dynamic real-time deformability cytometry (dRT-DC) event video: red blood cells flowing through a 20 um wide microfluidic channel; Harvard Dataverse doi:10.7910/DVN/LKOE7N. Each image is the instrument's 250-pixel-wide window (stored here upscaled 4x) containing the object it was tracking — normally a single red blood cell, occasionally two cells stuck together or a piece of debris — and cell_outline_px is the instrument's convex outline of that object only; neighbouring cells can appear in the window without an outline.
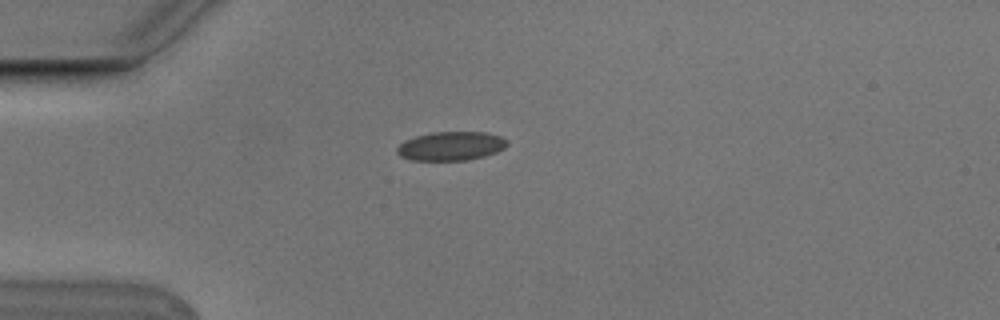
{"species": "Egyptian fruit bat (a non-hibernating species)", "species_latin": "Rousettus aegyptiacus", "temperature_condition": "cold", "stored_images_in_passage": 5, "camera_frame_rate_fps": 3000, "um_per_image_px": 0.085, "animal": {"sex": "male"}, "frame": {"image": 1, "passage_image": 5, "time_ms": 1.333, "image_size_px": [1000, 320], "cell_outline_px": [[508, 144], [504, 148], [496, 152], [484, 156], [468, 160], [412, 160], [400, 156], [396, 152], [396, 148], [404, 140], [416, 136], [432, 132], [484, 132], [500, 136], [508, 140]], "centroid_in_image_um": [38.33, 12.41], "position_along_channel_um": 46.7, "area_um2": 18.55}}